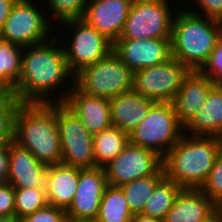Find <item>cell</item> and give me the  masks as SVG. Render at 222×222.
Listing matches in <instances>:
<instances>
[{
    "label": "cell",
    "mask_w": 222,
    "mask_h": 222,
    "mask_svg": "<svg viewBox=\"0 0 222 222\" xmlns=\"http://www.w3.org/2000/svg\"><path fill=\"white\" fill-rule=\"evenodd\" d=\"M215 213V204L200 189H181L163 222H205Z\"/></svg>",
    "instance_id": "obj_19"
},
{
    "label": "cell",
    "mask_w": 222,
    "mask_h": 222,
    "mask_svg": "<svg viewBox=\"0 0 222 222\" xmlns=\"http://www.w3.org/2000/svg\"><path fill=\"white\" fill-rule=\"evenodd\" d=\"M58 39L60 37L55 34L44 42L23 48L21 76L14 91L23 103L64 102L73 90L76 75L71 71ZM61 87L63 92L58 90ZM56 89L60 92L57 95Z\"/></svg>",
    "instance_id": "obj_1"
},
{
    "label": "cell",
    "mask_w": 222,
    "mask_h": 222,
    "mask_svg": "<svg viewBox=\"0 0 222 222\" xmlns=\"http://www.w3.org/2000/svg\"><path fill=\"white\" fill-rule=\"evenodd\" d=\"M198 71L207 76L213 85H222V35L219 36L211 55Z\"/></svg>",
    "instance_id": "obj_32"
},
{
    "label": "cell",
    "mask_w": 222,
    "mask_h": 222,
    "mask_svg": "<svg viewBox=\"0 0 222 222\" xmlns=\"http://www.w3.org/2000/svg\"><path fill=\"white\" fill-rule=\"evenodd\" d=\"M190 69L171 57L166 62L134 72L133 90L154 102H173Z\"/></svg>",
    "instance_id": "obj_11"
},
{
    "label": "cell",
    "mask_w": 222,
    "mask_h": 222,
    "mask_svg": "<svg viewBox=\"0 0 222 222\" xmlns=\"http://www.w3.org/2000/svg\"><path fill=\"white\" fill-rule=\"evenodd\" d=\"M212 84L199 71H190L173 100V106L180 125L185 128L204 106Z\"/></svg>",
    "instance_id": "obj_18"
},
{
    "label": "cell",
    "mask_w": 222,
    "mask_h": 222,
    "mask_svg": "<svg viewBox=\"0 0 222 222\" xmlns=\"http://www.w3.org/2000/svg\"><path fill=\"white\" fill-rule=\"evenodd\" d=\"M215 210H216V214L221 218L222 220V199L219 200L216 204H215Z\"/></svg>",
    "instance_id": "obj_40"
},
{
    "label": "cell",
    "mask_w": 222,
    "mask_h": 222,
    "mask_svg": "<svg viewBox=\"0 0 222 222\" xmlns=\"http://www.w3.org/2000/svg\"><path fill=\"white\" fill-rule=\"evenodd\" d=\"M112 126L130 133L148 115L156 103L134 90L109 99Z\"/></svg>",
    "instance_id": "obj_20"
},
{
    "label": "cell",
    "mask_w": 222,
    "mask_h": 222,
    "mask_svg": "<svg viewBox=\"0 0 222 222\" xmlns=\"http://www.w3.org/2000/svg\"><path fill=\"white\" fill-rule=\"evenodd\" d=\"M113 52L135 72L170 59L171 39H118Z\"/></svg>",
    "instance_id": "obj_14"
},
{
    "label": "cell",
    "mask_w": 222,
    "mask_h": 222,
    "mask_svg": "<svg viewBox=\"0 0 222 222\" xmlns=\"http://www.w3.org/2000/svg\"><path fill=\"white\" fill-rule=\"evenodd\" d=\"M14 142L47 166L60 164L62 149L55 102L24 103L17 113Z\"/></svg>",
    "instance_id": "obj_3"
},
{
    "label": "cell",
    "mask_w": 222,
    "mask_h": 222,
    "mask_svg": "<svg viewBox=\"0 0 222 222\" xmlns=\"http://www.w3.org/2000/svg\"><path fill=\"white\" fill-rule=\"evenodd\" d=\"M47 205L45 188L15 189V216L18 219L33 214Z\"/></svg>",
    "instance_id": "obj_29"
},
{
    "label": "cell",
    "mask_w": 222,
    "mask_h": 222,
    "mask_svg": "<svg viewBox=\"0 0 222 222\" xmlns=\"http://www.w3.org/2000/svg\"><path fill=\"white\" fill-rule=\"evenodd\" d=\"M222 150V138L183 134L162 158L165 177L182 189H200Z\"/></svg>",
    "instance_id": "obj_2"
},
{
    "label": "cell",
    "mask_w": 222,
    "mask_h": 222,
    "mask_svg": "<svg viewBox=\"0 0 222 222\" xmlns=\"http://www.w3.org/2000/svg\"><path fill=\"white\" fill-rule=\"evenodd\" d=\"M192 1L196 3L195 9L197 12L195 11L194 6L193 8L185 7V9L189 10L194 14L205 16L211 19H216L218 21L222 18V0H192ZM197 7L199 10L197 9Z\"/></svg>",
    "instance_id": "obj_34"
},
{
    "label": "cell",
    "mask_w": 222,
    "mask_h": 222,
    "mask_svg": "<svg viewBox=\"0 0 222 222\" xmlns=\"http://www.w3.org/2000/svg\"><path fill=\"white\" fill-rule=\"evenodd\" d=\"M130 211L125 195L120 187L108 185L102 196L97 222H131Z\"/></svg>",
    "instance_id": "obj_25"
},
{
    "label": "cell",
    "mask_w": 222,
    "mask_h": 222,
    "mask_svg": "<svg viewBox=\"0 0 222 222\" xmlns=\"http://www.w3.org/2000/svg\"><path fill=\"white\" fill-rule=\"evenodd\" d=\"M205 222H222L221 218L215 213L213 216H211L209 219H207Z\"/></svg>",
    "instance_id": "obj_41"
},
{
    "label": "cell",
    "mask_w": 222,
    "mask_h": 222,
    "mask_svg": "<svg viewBox=\"0 0 222 222\" xmlns=\"http://www.w3.org/2000/svg\"><path fill=\"white\" fill-rule=\"evenodd\" d=\"M164 177L165 174L162 168L156 175L138 178L130 183L120 186L130 211L133 214L141 213L143 211L146 201L152 195L157 184Z\"/></svg>",
    "instance_id": "obj_27"
},
{
    "label": "cell",
    "mask_w": 222,
    "mask_h": 222,
    "mask_svg": "<svg viewBox=\"0 0 222 222\" xmlns=\"http://www.w3.org/2000/svg\"><path fill=\"white\" fill-rule=\"evenodd\" d=\"M172 10L169 0H133L119 39H171Z\"/></svg>",
    "instance_id": "obj_8"
},
{
    "label": "cell",
    "mask_w": 222,
    "mask_h": 222,
    "mask_svg": "<svg viewBox=\"0 0 222 222\" xmlns=\"http://www.w3.org/2000/svg\"><path fill=\"white\" fill-rule=\"evenodd\" d=\"M183 134L173 103L156 102L129 133V143L152 150L163 158Z\"/></svg>",
    "instance_id": "obj_5"
},
{
    "label": "cell",
    "mask_w": 222,
    "mask_h": 222,
    "mask_svg": "<svg viewBox=\"0 0 222 222\" xmlns=\"http://www.w3.org/2000/svg\"><path fill=\"white\" fill-rule=\"evenodd\" d=\"M131 222H163V220L156 217L143 215L141 213H136V214H133Z\"/></svg>",
    "instance_id": "obj_38"
},
{
    "label": "cell",
    "mask_w": 222,
    "mask_h": 222,
    "mask_svg": "<svg viewBox=\"0 0 222 222\" xmlns=\"http://www.w3.org/2000/svg\"><path fill=\"white\" fill-rule=\"evenodd\" d=\"M8 92L0 85V100L7 94Z\"/></svg>",
    "instance_id": "obj_42"
},
{
    "label": "cell",
    "mask_w": 222,
    "mask_h": 222,
    "mask_svg": "<svg viewBox=\"0 0 222 222\" xmlns=\"http://www.w3.org/2000/svg\"><path fill=\"white\" fill-rule=\"evenodd\" d=\"M0 222H21L15 215L13 216H0Z\"/></svg>",
    "instance_id": "obj_39"
},
{
    "label": "cell",
    "mask_w": 222,
    "mask_h": 222,
    "mask_svg": "<svg viewBox=\"0 0 222 222\" xmlns=\"http://www.w3.org/2000/svg\"><path fill=\"white\" fill-rule=\"evenodd\" d=\"M89 0H47L48 14H53L54 22H64L71 19H83Z\"/></svg>",
    "instance_id": "obj_30"
},
{
    "label": "cell",
    "mask_w": 222,
    "mask_h": 222,
    "mask_svg": "<svg viewBox=\"0 0 222 222\" xmlns=\"http://www.w3.org/2000/svg\"><path fill=\"white\" fill-rule=\"evenodd\" d=\"M184 133L222 138V85L211 89L204 106L184 128Z\"/></svg>",
    "instance_id": "obj_22"
},
{
    "label": "cell",
    "mask_w": 222,
    "mask_h": 222,
    "mask_svg": "<svg viewBox=\"0 0 222 222\" xmlns=\"http://www.w3.org/2000/svg\"><path fill=\"white\" fill-rule=\"evenodd\" d=\"M63 103L92 135L112 126L109 99L86 94L75 85Z\"/></svg>",
    "instance_id": "obj_17"
},
{
    "label": "cell",
    "mask_w": 222,
    "mask_h": 222,
    "mask_svg": "<svg viewBox=\"0 0 222 222\" xmlns=\"http://www.w3.org/2000/svg\"><path fill=\"white\" fill-rule=\"evenodd\" d=\"M18 0H0V31Z\"/></svg>",
    "instance_id": "obj_36"
},
{
    "label": "cell",
    "mask_w": 222,
    "mask_h": 222,
    "mask_svg": "<svg viewBox=\"0 0 222 222\" xmlns=\"http://www.w3.org/2000/svg\"><path fill=\"white\" fill-rule=\"evenodd\" d=\"M181 189L174 181L164 177L146 201L141 214L164 220Z\"/></svg>",
    "instance_id": "obj_26"
},
{
    "label": "cell",
    "mask_w": 222,
    "mask_h": 222,
    "mask_svg": "<svg viewBox=\"0 0 222 222\" xmlns=\"http://www.w3.org/2000/svg\"><path fill=\"white\" fill-rule=\"evenodd\" d=\"M72 222V221H69ZM78 222H97L96 220H89V221H78Z\"/></svg>",
    "instance_id": "obj_43"
},
{
    "label": "cell",
    "mask_w": 222,
    "mask_h": 222,
    "mask_svg": "<svg viewBox=\"0 0 222 222\" xmlns=\"http://www.w3.org/2000/svg\"><path fill=\"white\" fill-rule=\"evenodd\" d=\"M133 79L134 72L112 51L77 73L75 85L86 94L111 99L132 91Z\"/></svg>",
    "instance_id": "obj_6"
},
{
    "label": "cell",
    "mask_w": 222,
    "mask_h": 222,
    "mask_svg": "<svg viewBox=\"0 0 222 222\" xmlns=\"http://www.w3.org/2000/svg\"><path fill=\"white\" fill-rule=\"evenodd\" d=\"M32 1L33 0L17 1L0 31L1 40L24 48L44 42L55 35L52 33L56 30L53 28L55 23L52 24L53 21L49 19L45 12L46 10L40 8L47 6H44L41 2L35 5V0L34 2Z\"/></svg>",
    "instance_id": "obj_7"
},
{
    "label": "cell",
    "mask_w": 222,
    "mask_h": 222,
    "mask_svg": "<svg viewBox=\"0 0 222 222\" xmlns=\"http://www.w3.org/2000/svg\"><path fill=\"white\" fill-rule=\"evenodd\" d=\"M47 167L16 142L8 145L6 182L15 189L46 188Z\"/></svg>",
    "instance_id": "obj_15"
},
{
    "label": "cell",
    "mask_w": 222,
    "mask_h": 222,
    "mask_svg": "<svg viewBox=\"0 0 222 222\" xmlns=\"http://www.w3.org/2000/svg\"><path fill=\"white\" fill-rule=\"evenodd\" d=\"M108 186L103 167L79 168V182L73 202L66 210L69 221L96 220L102 196Z\"/></svg>",
    "instance_id": "obj_13"
},
{
    "label": "cell",
    "mask_w": 222,
    "mask_h": 222,
    "mask_svg": "<svg viewBox=\"0 0 222 222\" xmlns=\"http://www.w3.org/2000/svg\"><path fill=\"white\" fill-rule=\"evenodd\" d=\"M220 27H221V35H222V18L219 20Z\"/></svg>",
    "instance_id": "obj_44"
},
{
    "label": "cell",
    "mask_w": 222,
    "mask_h": 222,
    "mask_svg": "<svg viewBox=\"0 0 222 222\" xmlns=\"http://www.w3.org/2000/svg\"><path fill=\"white\" fill-rule=\"evenodd\" d=\"M21 222H69L66 210L47 205L33 214L20 219Z\"/></svg>",
    "instance_id": "obj_33"
},
{
    "label": "cell",
    "mask_w": 222,
    "mask_h": 222,
    "mask_svg": "<svg viewBox=\"0 0 222 222\" xmlns=\"http://www.w3.org/2000/svg\"><path fill=\"white\" fill-rule=\"evenodd\" d=\"M23 104L14 93H7L0 100V148L14 142L16 117Z\"/></svg>",
    "instance_id": "obj_28"
},
{
    "label": "cell",
    "mask_w": 222,
    "mask_h": 222,
    "mask_svg": "<svg viewBox=\"0 0 222 222\" xmlns=\"http://www.w3.org/2000/svg\"><path fill=\"white\" fill-rule=\"evenodd\" d=\"M8 165V146L0 148V183L6 182Z\"/></svg>",
    "instance_id": "obj_37"
},
{
    "label": "cell",
    "mask_w": 222,
    "mask_h": 222,
    "mask_svg": "<svg viewBox=\"0 0 222 222\" xmlns=\"http://www.w3.org/2000/svg\"><path fill=\"white\" fill-rule=\"evenodd\" d=\"M132 1L89 0L83 20L114 43L123 32Z\"/></svg>",
    "instance_id": "obj_16"
},
{
    "label": "cell",
    "mask_w": 222,
    "mask_h": 222,
    "mask_svg": "<svg viewBox=\"0 0 222 222\" xmlns=\"http://www.w3.org/2000/svg\"><path fill=\"white\" fill-rule=\"evenodd\" d=\"M162 168L161 156L130 143L104 167L108 185L116 187L138 178L156 175Z\"/></svg>",
    "instance_id": "obj_12"
},
{
    "label": "cell",
    "mask_w": 222,
    "mask_h": 222,
    "mask_svg": "<svg viewBox=\"0 0 222 222\" xmlns=\"http://www.w3.org/2000/svg\"><path fill=\"white\" fill-rule=\"evenodd\" d=\"M67 29L72 30L68 46L63 50L71 71L76 75L83 68L107 57L113 51V42L99 33L83 19H71L61 22ZM74 32V33H73Z\"/></svg>",
    "instance_id": "obj_10"
},
{
    "label": "cell",
    "mask_w": 222,
    "mask_h": 222,
    "mask_svg": "<svg viewBox=\"0 0 222 222\" xmlns=\"http://www.w3.org/2000/svg\"><path fill=\"white\" fill-rule=\"evenodd\" d=\"M15 215V188L7 183H0V216Z\"/></svg>",
    "instance_id": "obj_35"
},
{
    "label": "cell",
    "mask_w": 222,
    "mask_h": 222,
    "mask_svg": "<svg viewBox=\"0 0 222 222\" xmlns=\"http://www.w3.org/2000/svg\"><path fill=\"white\" fill-rule=\"evenodd\" d=\"M23 47L0 39V85L14 93L21 76Z\"/></svg>",
    "instance_id": "obj_24"
},
{
    "label": "cell",
    "mask_w": 222,
    "mask_h": 222,
    "mask_svg": "<svg viewBox=\"0 0 222 222\" xmlns=\"http://www.w3.org/2000/svg\"><path fill=\"white\" fill-rule=\"evenodd\" d=\"M129 144V134L111 126L93 135L95 167H105Z\"/></svg>",
    "instance_id": "obj_23"
},
{
    "label": "cell",
    "mask_w": 222,
    "mask_h": 222,
    "mask_svg": "<svg viewBox=\"0 0 222 222\" xmlns=\"http://www.w3.org/2000/svg\"><path fill=\"white\" fill-rule=\"evenodd\" d=\"M200 190L206 194L214 204L222 199V150L216 157L208 178Z\"/></svg>",
    "instance_id": "obj_31"
},
{
    "label": "cell",
    "mask_w": 222,
    "mask_h": 222,
    "mask_svg": "<svg viewBox=\"0 0 222 222\" xmlns=\"http://www.w3.org/2000/svg\"><path fill=\"white\" fill-rule=\"evenodd\" d=\"M79 182V168L62 163L47 167L48 205L67 210L73 202Z\"/></svg>",
    "instance_id": "obj_21"
},
{
    "label": "cell",
    "mask_w": 222,
    "mask_h": 222,
    "mask_svg": "<svg viewBox=\"0 0 222 222\" xmlns=\"http://www.w3.org/2000/svg\"><path fill=\"white\" fill-rule=\"evenodd\" d=\"M55 116L61 141V163L81 169L95 167L93 135L63 102H55Z\"/></svg>",
    "instance_id": "obj_9"
},
{
    "label": "cell",
    "mask_w": 222,
    "mask_h": 222,
    "mask_svg": "<svg viewBox=\"0 0 222 222\" xmlns=\"http://www.w3.org/2000/svg\"><path fill=\"white\" fill-rule=\"evenodd\" d=\"M175 13L171 34V57L191 71H198L211 55L219 36L220 23L183 8Z\"/></svg>",
    "instance_id": "obj_4"
}]
</instances>
